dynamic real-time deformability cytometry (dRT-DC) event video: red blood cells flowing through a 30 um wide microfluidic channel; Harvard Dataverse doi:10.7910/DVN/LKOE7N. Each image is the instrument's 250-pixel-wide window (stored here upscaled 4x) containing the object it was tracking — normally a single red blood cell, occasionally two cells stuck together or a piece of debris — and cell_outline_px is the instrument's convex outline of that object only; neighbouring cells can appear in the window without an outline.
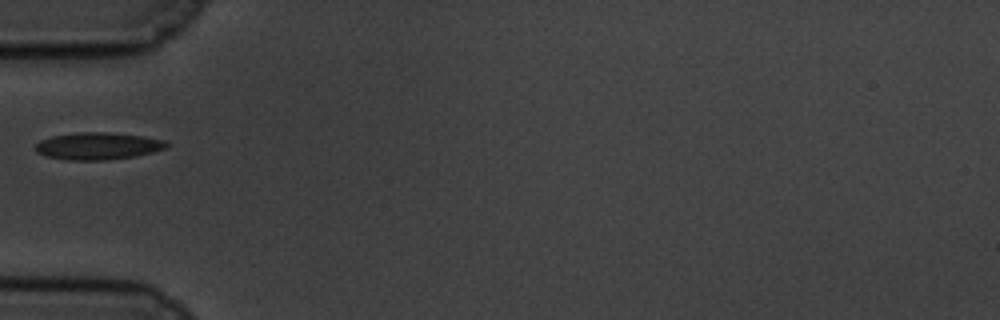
{"species": "common noctule bat (a hibernating species)", "species_latin": "Nyctalus noctula", "temperature_condition": "cold", "stored_images_in_passage": 40, "camera_frame_rate_fps": 3000, "um_per_image_px": 0.085, "animal": {"sex": "male", "body_mass_g": 19.5, "forearm_length_mm": 54.6}, "frame": {"image": 1, "passage_image": 1, "time_ms": 0.0, "image_size_px": [1000, 320], "cell_outline_px": [[172, 144], [168, 148], [136, 156], [108, 160], [68, 160], [44, 156], [36, 152], [36, 144], [40, 140], [52, 136], [76, 132], [108, 132], [144, 136], [164, 140]], "centroid_in_image_um": [8.35, 12.41], "position_along_channel_um": 76.6, "area_um2": 21.04}}
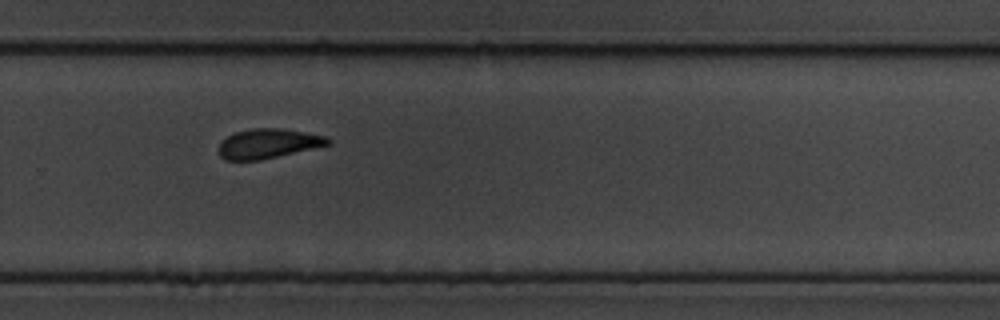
{"frame": {"image": 2, "passage_image": 21, "time_ms": 6.667, "image_size_px": [1000, 320], "cell_outline_px": [[332, 144], [260, 160], [224, 160], [220, 156], [220, 144], [228, 136], [236, 132], [252, 128], [280, 128], [304, 132], [324, 136], [332, 140]], "centroid_in_image_um": [22.81, 12.2], "position_along_channel_um": 307.0, "area_um2": 18.61}}
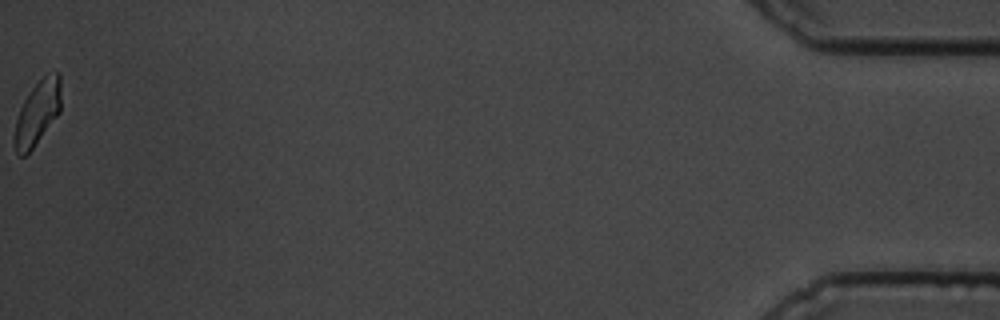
{"frame": {"image": 3, "passage_image": 40, "time_ms": 13.0, "image_size_px": [1000, 320], "cell_outline_px": [[60, 112], [32, 148], [24, 156], [16, 156], [12, 140], [16, 120], [20, 108], [28, 92], [48, 72], [60, 72]], "centroid_in_image_um": [3.15, 9.61], "position_along_channel_um": 432.1, "area_um2": 17.46}}